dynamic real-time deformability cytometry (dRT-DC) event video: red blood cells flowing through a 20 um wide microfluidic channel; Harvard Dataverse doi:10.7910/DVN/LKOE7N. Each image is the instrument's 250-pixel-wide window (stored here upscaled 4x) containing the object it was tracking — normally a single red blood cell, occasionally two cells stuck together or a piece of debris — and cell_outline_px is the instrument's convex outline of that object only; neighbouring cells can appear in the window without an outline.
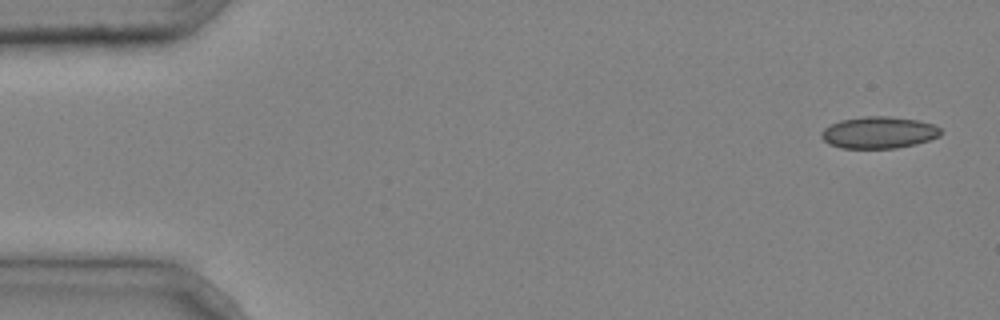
{"species": "common noctule bat (a hibernating species)", "species_latin": "Nyctalus noctula", "temperature_condition": "cold", "stored_images_in_passage": 5, "segment_of_instrument_passage": [1, 2], "camera_frame_rate_fps": 3000, "um_per_image_px": 0.085, "animal": {"sex": "male", "body_mass_g": 20.4}, "frame": {"image": 1, "passage_image": 1, "time_ms": 0.0, "image_size_px": [1000, 320], "cell_outline_px": [[940, 136], [916, 144], [896, 148], [840, 148], [828, 144], [820, 136], [820, 132], [824, 128], [840, 120], [864, 116], [888, 116], [916, 120], [932, 124], [940, 128]], "centroid_in_image_um": [74.66, 11.27], "position_along_channel_um": 10.3, "area_um2": 22.08}}
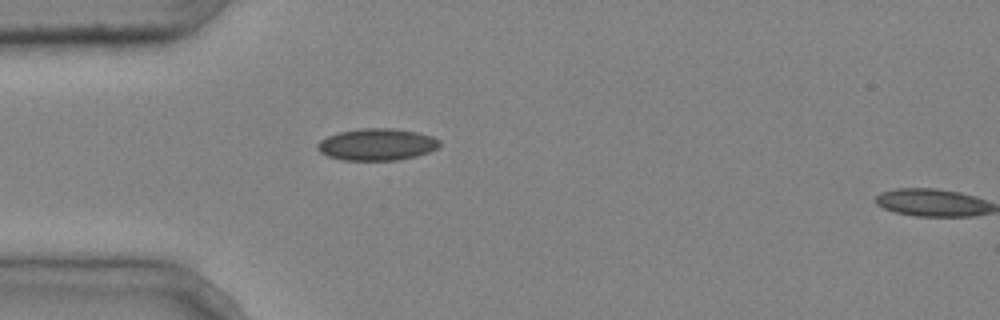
{"frame": {"image": 2, "passage_image": 4, "time_ms": 1.0, "image_size_px": [1000, 320], "cell_outline_px": [[440, 148], [416, 156], [396, 160], [344, 160], [328, 156], [320, 152], [316, 148], [316, 144], [320, 140], [328, 136], [340, 132], [360, 128], [392, 128], [416, 132], [432, 136], [440, 140]], "centroid_in_image_um": [32.04, 12.28], "position_along_channel_um": 53.0, "area_um2": 22.72}}